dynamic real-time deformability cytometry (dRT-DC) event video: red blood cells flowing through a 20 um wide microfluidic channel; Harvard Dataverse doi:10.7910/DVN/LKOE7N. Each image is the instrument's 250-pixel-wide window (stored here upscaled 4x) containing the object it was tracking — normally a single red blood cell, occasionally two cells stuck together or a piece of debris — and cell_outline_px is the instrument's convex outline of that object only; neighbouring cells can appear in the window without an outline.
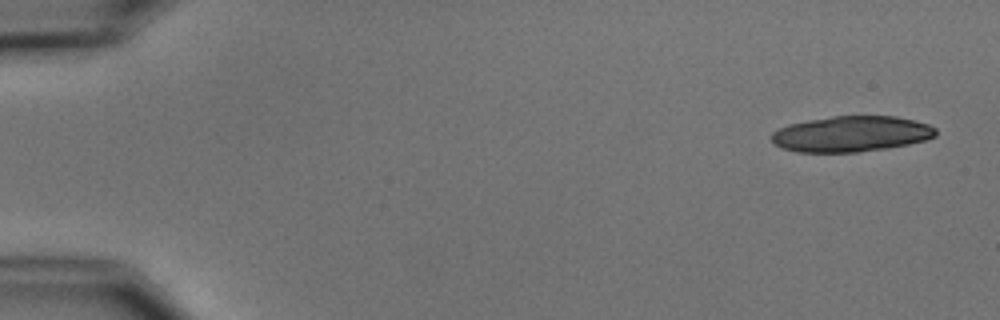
{"species": "common noctule bat (a hibernating species)", "species_latin": "Nyctalus noctula", "temperature_condition": "cold", "stored_images_in_passage": 6, "segment_of_instrument_passage": [1, 2], "camera_frame_rate_fps": 3000, "um_per_image_px": 0.085, "animal": {"sex": "male", "body_mass_g": 15.6}, "frame": {"image": 1, "passage_image": 1, "time_ms": 0.0, "image_size_px": [1000, 320], "cell_outline_px": [[936, 136], [924, 140], [908, 144], [884, 148], [856, 152], [800, 152], [784, 148], [772, 144], [772, 132], [788, 124], [808, 120], [832, 116], [896, 116], [928, 124], [936, 128]], "centroid_in_image_um": [72.34, 11.38], "position_along_channel_um": 12.7, "area_um2": 33.99}}